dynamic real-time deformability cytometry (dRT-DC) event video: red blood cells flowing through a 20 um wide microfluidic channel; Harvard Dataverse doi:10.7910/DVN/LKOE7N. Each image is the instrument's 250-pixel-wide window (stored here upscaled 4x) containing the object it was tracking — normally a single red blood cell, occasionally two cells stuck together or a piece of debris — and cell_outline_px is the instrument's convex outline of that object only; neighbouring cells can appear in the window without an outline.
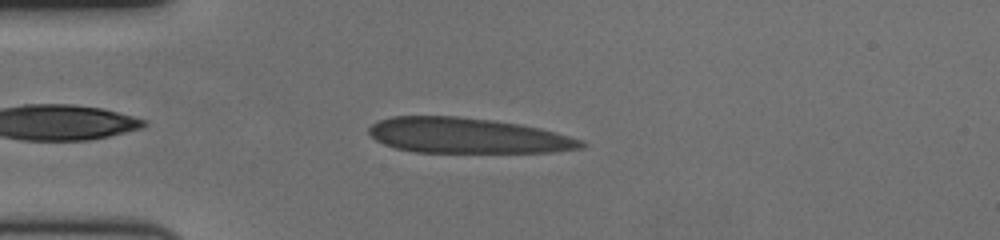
{"species": "human", "species_latin": "Homo sapiens", "temperature_condition": "cold", "stored_images_in_passage": 44, "camera_frame_rate_fps": 3000, "um_per_image_px": 0.085, "donor": {"sex": "female"}, "frame": {"image": 1, "passage_image": 4, "time_ms": 1.0, "image_size_px": [1000, 240], "cell_outline_px": [[588, 144], [584, 148], [552, 152], [416, 152], [396, 148], [384, 144], [376, 140], [368, 132], [368, 128], [376, 120], [392, 116], [456, 116], [492, 120], [520, 124], [540, 128], [556, 132], [584, 140]], "centroid_in_image_um": [39.76, 11.52], "position_along_channel_um": 45.2, "area_um2": 43.99}}
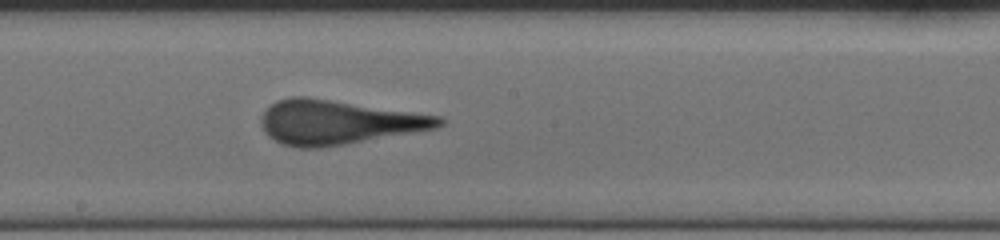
{"frame": {"image": 2, "passage_image": 21, "time_ms": 6.667, "image_size_px": [1000, 240], "cell_outline_px": [[444, 124], [436, 128], [344, 144], [320, 148], [300, 148], [280, 144], [268, 136], [264, 132], [260, 120], [264, 112], [276, 100], [292, 96], [308, 96], [440, 116], [444, 120]], "centroid_in_image_um": [28.69, 10.38], "position_along_channel_um": 219.5, "area_um2": 45.66}}
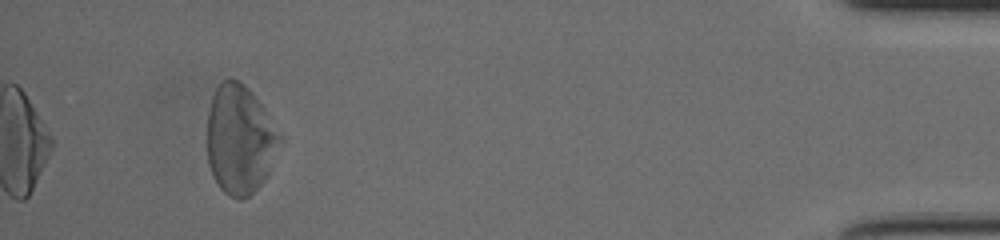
{"frame": {"image": 3, "passage_image": 44, "time_ms": 14.333, "image_size_px": [1000, 240], "cell_outline_px": [[284, 140], [268, 176], [244, 200], [236, 200], [228, 196], [220, 188], [208, 164], [208, 112], [212, 96], [216, 88], [228, 76], [236, 80], [260, 104], [284, 136]], "centroid_in_image_um": [20.42, 11.92], "position_along_channel_um": 414.8, "area_um2": 46.18}, "authors_computed_cell_mechanics": {"area_um2": 44.4771, "velocity_mm_per_s": 3.4312, "shape_relaxation_time_tau1_ms": 5.7313, "shape_relaxation_time_tau2_ms": null, "deformation_change_tau1": 0.2005, "deformation_change_tau2": null}}